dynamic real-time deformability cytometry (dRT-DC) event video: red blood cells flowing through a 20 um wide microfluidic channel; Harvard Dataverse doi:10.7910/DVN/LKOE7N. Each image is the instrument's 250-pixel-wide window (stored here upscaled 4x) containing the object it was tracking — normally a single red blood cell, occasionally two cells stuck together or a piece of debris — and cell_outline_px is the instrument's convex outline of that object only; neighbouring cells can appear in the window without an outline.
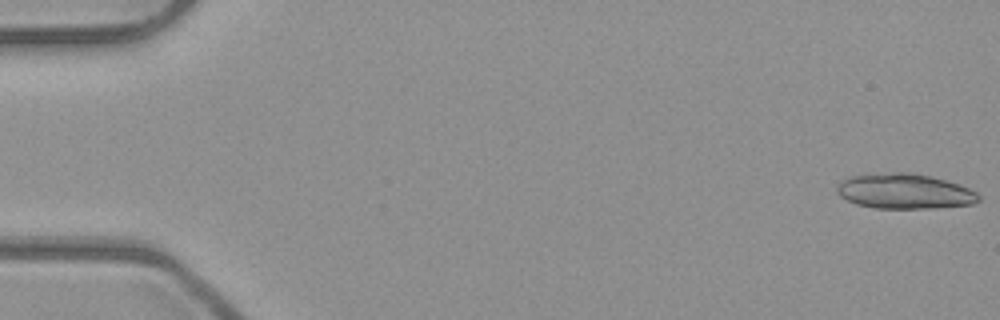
{"species": "common noctule bat (a hibernating species)", "species_latin": "Nyctalus noctula", "temperature_condition": "room temperature", "stored_images_in_passage": 14, "camera_frame_rate_fps": 3000, "um_per_image_px": 0.085, "animal": {"sex": "male", "body_mass_g": 23.1, "forearm_length_mm": 52.7}, "frame": {"image": 1, "passage_image": 1, "time_ms": 0.0, "image_size_px": [1000, 320], "cell_outline_px": [[980, 200], [972, 204], [936, 208], [872, 208], [856, 204], [840, 196], [836, 192], [836, 188], [844, 180], [852, 176], [892, 172], [912, 172], [932, 176], [948, 180], [968, 188], [976, 192], [980, 196]], "centroid_in_image_um": [76.92, 16.26], "position_along_channel_um": 8.1, "area_um2": 29.02}}